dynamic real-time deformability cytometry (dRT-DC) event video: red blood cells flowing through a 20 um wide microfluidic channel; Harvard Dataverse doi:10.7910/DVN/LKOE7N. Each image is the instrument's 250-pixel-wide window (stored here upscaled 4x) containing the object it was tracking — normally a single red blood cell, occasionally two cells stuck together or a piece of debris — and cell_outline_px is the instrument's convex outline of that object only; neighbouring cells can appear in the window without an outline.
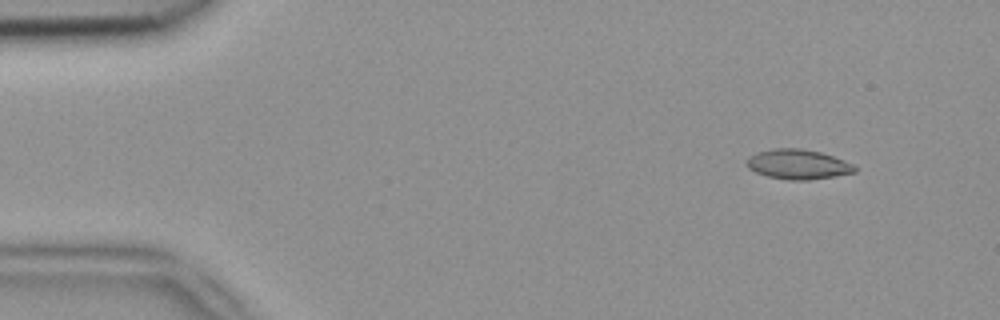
{"species": "common noctule bat (a hibernating species)", "species_latin": "Nyctalus noctula", "temperature_condition": "room temperature", "stored_images_in_passage": 47, "camera_frame_rate_fps": 3000, "um_per_image_px": 0.085, "animal": {"sex": "female", "body_mass_g": 18.4}, "frame": {"image": 1, "passage_image": 1, "time_ms": 0.0, "image_size_px": [1000, 320], "cell_outline_px": [[856, 172], [836, 176], [808, 180], [788, 180], [768, 176], [756, 172], [748, 168], [744, 164], [748, 156], [756, 152], [772, 148], [800, 148], [820, 152], [844, 160], [852, 164], [856, 168]], "centroid_in_image_um": [67.78, 13.96], "position_along_channel_um": 17.2, "area_um2": 18.9}}
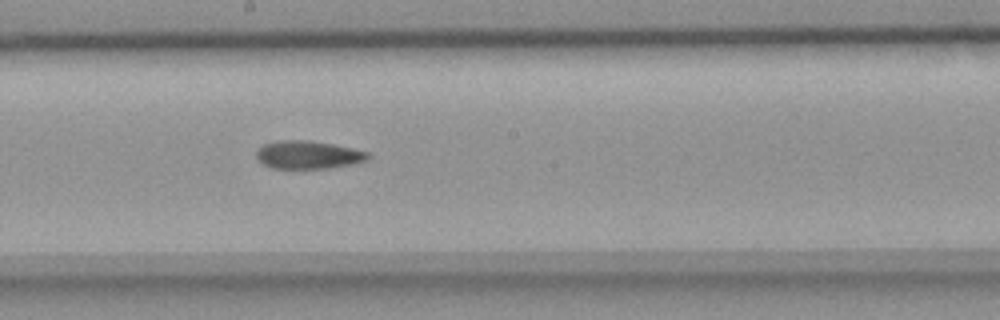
{"frame": {"image": 2, "passage_image": 24, "time_ms": 7.667, "image_size_px": [1000, 320], "cell_outline_px": [[372, 156], [368, 160], [352, 164], [328, 168], [272, 168], [264, 164], [256, 156], [256, 152], [264, 144], [276, 140], [304, 140], [332, 144], [352, 148], [368, 152]], "centroid_in_image_um": [26.22, 13.16], "position_along_channel_um": 222.0, "area_um2": 18.09}}
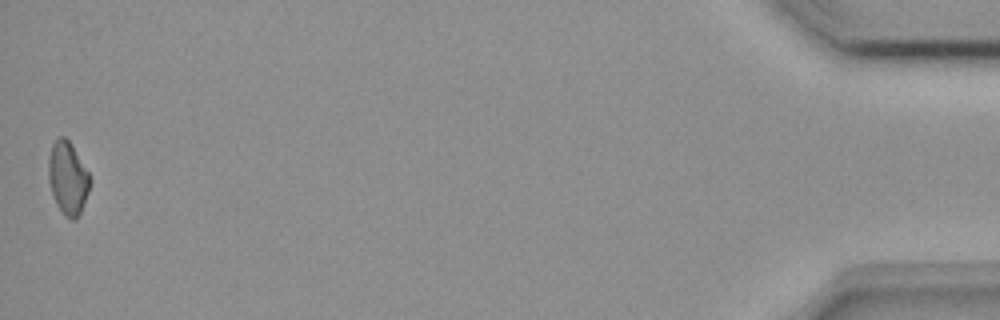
{"frame": {"image": 3, "passage_image": 47, "time_ms": 15.333, "image_size_px": [1000, 320], "cell_outline_px": [[92, 180], [88, 192], [80, 212], [76, 220], [72, 220], [56, 204], [48, 180], [48, 160], [52, 144], [60, 136], [64, 136], [72, 144], [88, 172]], "centroid_in_image_um": [5.76, 15.1], "position_along_channel_um": 429.4, "area_um2": 17.4}, "authors_computed_cell_mechanics": {"area_um2": 18.5538, "velocity_mm_per_s": 3.9419, "shape_relaxation_time_tau1_ms": null, "shape_relaxation_time_tau2_ms": 7.6336, "deformation_change_tau1": null, "deformation_change_tau2": 0.1405}}